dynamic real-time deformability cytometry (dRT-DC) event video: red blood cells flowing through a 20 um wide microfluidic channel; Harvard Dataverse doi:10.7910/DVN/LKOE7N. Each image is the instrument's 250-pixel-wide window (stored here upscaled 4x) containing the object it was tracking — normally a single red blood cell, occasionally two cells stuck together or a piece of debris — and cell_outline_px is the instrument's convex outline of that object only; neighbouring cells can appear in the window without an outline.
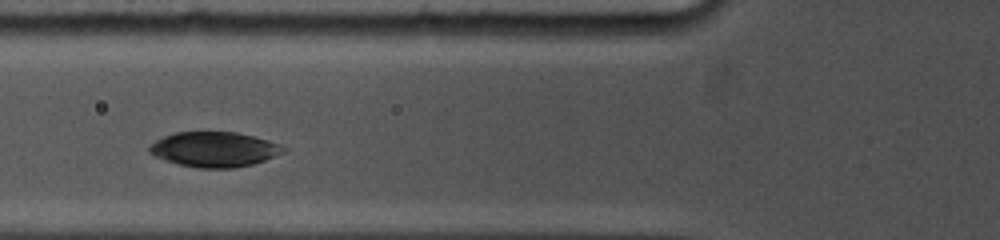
{"species": "common noctule bat (a hibernating species)", "species_latin": "Nyctalus noctula", "temperature_condition": "cold", "stored_images_in_passage": 34, "camera_frame_rate_fps": 5000, "um_per_image_px": 0.085, "animal": {"sex": "female", "body_mass_g": 19.0, "forearm_length_mm": 53.3}, "frame": {"image": 1, "passage_image": 10, "time_ms": 2.0, "image_size_px": [1000, 240], "cell_outline_px": [[288, 148], [284, 152], [264, 160], [252, 164], [236, 168], [200, 168], [176, 164], [152, 156], [148, 152], [148, 148], [156, 140], [164, 136], [176, 132], [236, 132], [268, 140], [280, 144]], "centroid_in_image_um": [18.19, 12.7], "position_along_channel_um": 107.6, "area_um2": 27.46}}